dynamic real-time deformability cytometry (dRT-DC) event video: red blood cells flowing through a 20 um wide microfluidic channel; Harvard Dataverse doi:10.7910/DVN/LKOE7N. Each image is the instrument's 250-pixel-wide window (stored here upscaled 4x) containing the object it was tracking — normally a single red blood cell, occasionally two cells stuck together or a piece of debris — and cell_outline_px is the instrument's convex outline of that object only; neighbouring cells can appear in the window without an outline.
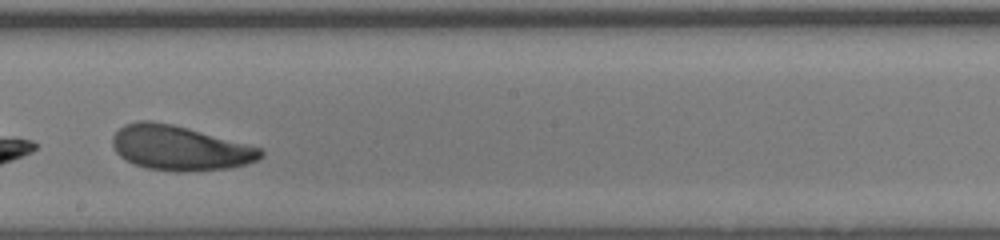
{"species": "human", "species_latin": "Homo sapiens", "temperature_condition": "room temperature", "stored_images_in_passage": 25, "camera_frame_rate_fps": 3000, "um_per_image_px": 0.085, "donor": {"sex": "male"}, "frame": {"image": 1, "passage_image": 15, "time_ms": 4.667, "image_size_px": [1000, 240], "cell_outline_px": [[264, 156], [256, 160], [244, 164], [228, 168], [176, 172], [148, 168], [136, 164], [120, 156], [116, 152], [112, 144], [112, 136], [124, 124], [140, 120], [152, 120], [172, 124], [188, 128], [264, 148]], "centroid_in_image_um": [15.29, 12.56], "position_along_channel_um": 232.9, "area_um2": 38.49}}